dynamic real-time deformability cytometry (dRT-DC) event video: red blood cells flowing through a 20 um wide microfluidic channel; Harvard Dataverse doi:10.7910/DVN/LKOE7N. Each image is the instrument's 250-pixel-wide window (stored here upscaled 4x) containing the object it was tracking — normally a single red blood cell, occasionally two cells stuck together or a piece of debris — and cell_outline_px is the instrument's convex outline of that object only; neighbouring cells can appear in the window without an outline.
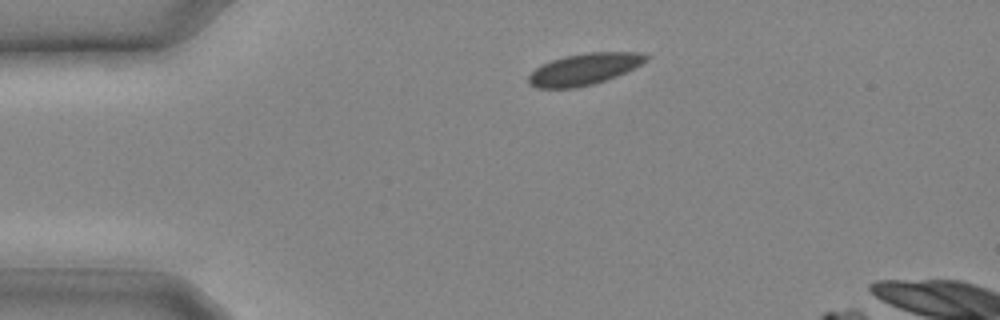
{"species": "common noctule bat (a hibernating species)", "species_latin": "Nyctalus noctula", "temperature_condition": "cold", "stored_images_in_passage": 3, "camera_frame_rate_fps": 3000, "um_per_image_px": 0.085, "animal": {"sex": "male", "body_mass_g": 20.4}, "frame": {"image": 1, "passage_image": 1, "time_ms": 0.0, "image_size_px": [1000, 320], "cell_outline_px": [[648, 56], [640, 64], [616, 76], [592, 84], [576, 88], [536, 88], [528, 84], [528, 76], [536, 68], [552, 60], [564, 56], [588, 52], [632, 52]], "centroid_in_image_um": [49.57, 5.89], "position_along_channel_um": 35.4, "area_um2": 21.1}}